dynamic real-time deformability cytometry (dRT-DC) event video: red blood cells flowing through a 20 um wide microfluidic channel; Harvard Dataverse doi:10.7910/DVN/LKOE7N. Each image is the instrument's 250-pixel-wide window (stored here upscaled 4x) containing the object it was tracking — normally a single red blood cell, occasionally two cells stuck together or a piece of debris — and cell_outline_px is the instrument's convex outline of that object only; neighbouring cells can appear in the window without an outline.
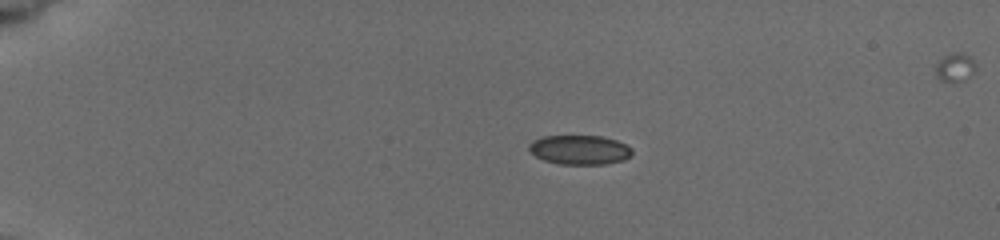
{"species": "common noctule bat (a hibernating species)", "species_latin": "Nyctalus noctula", "temperature_condition": "cold", "stored_images_in_passage": 5, "camera_frame_rate_fps": 3000, "um_per_image_px": 0.085, "animal": {"sex": "female", "body_mass_g": 19.5, "forearm_length_mm": 54.1}, "frame": {"image": 1, "passage_image": 1, "time_ms": 0.0, "image_size_px": [1000, 240], "cell_outline_px": [[632, 156], [624, 160], [604, 164], [560, 164], [544, 160], [536, 156], [528, 148], [528, 144], [532, 140], [544, 136], [600, 136], [616, 140], [632, 148]], "centroid_in_image_um": [49.27, 12.73], "position_along_channel_um": 35.7, "area_um2": 17.63}}